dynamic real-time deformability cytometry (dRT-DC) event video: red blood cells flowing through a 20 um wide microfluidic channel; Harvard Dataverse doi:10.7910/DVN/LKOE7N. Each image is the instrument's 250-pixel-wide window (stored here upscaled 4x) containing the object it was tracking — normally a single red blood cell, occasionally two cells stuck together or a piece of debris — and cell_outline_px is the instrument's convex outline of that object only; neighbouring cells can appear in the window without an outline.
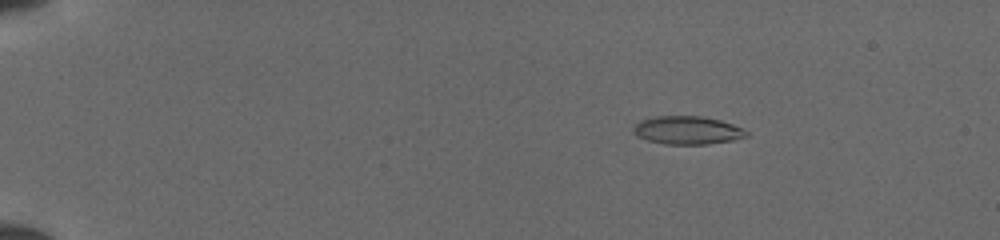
{"species": "common noctule bat (a hibernating species)", "species_latin": "Nyctalus noctula", "temperature_condition": "cold", "stored_images_in_passage": 52, "camera_frame_rate_fps": 3000, "um_per_image_px": 0.085, "animal": {"sex": "female", "body_mass_g": 19.5, "forearm_length_mm": 54.1}, "frame": {"image": 1, "passage_image": 10, "time_ms": 3.0, "image_size_px": [1000, 240], "cell_outline_px": [[748, 136], [732, 140], [708, 144], [664, 144], [648, 140], [636, 136], [632, 132], [632, 128], [640, 120], [656, 116], [700, 116], [720, 120], [744, 128], [748, 132]], "centroid_in_image_um": [58.41, 11.07], "position_along_channel_um": 26.6, "area_um2": 18.61}}
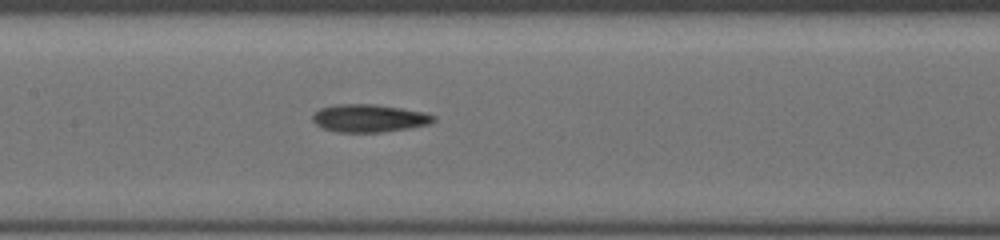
{"frame": {"image": 2, "passage_image": 28, "time_ms": 9.0, "image_size_px": [1000, 240], "cell_outline_px": [[436, 120], [432, 124], [408, 128], [380, 132], [336, 132], [324, 128], [316, 124], [312, 120], [312, 116], [320, 108], [336, 104], [372, 104], [400, 108], [424, 112], [436, 116]], "centroid_in_image_um": [31.4, 10.05], "position_along_channel_um": 176.0, "area_um2": 19.54}}
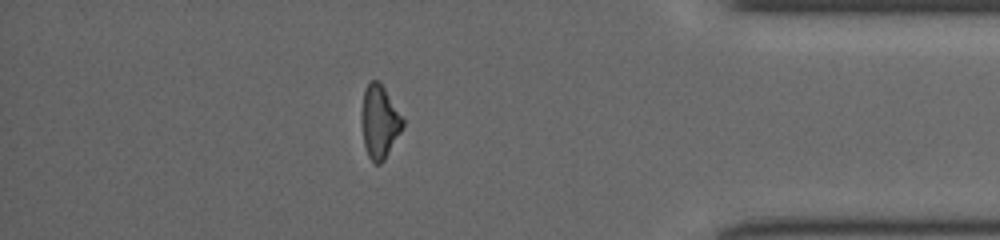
{"frame": {"image": 3, "passage_image": 46, "time_ms": 15.0, "image_size_px": [1000, 240], "cell_outline_px": [[404, 124], [400, 132], [384, 160], [380, 164], [376, 164], [368, 156], [364, 144], [360, 120], [364, 88], [372, 80], [380, 80], [404, 120]], "centroid_in_image_um": [32.23, 10.32], "position_along_channel_um": 403.0, "area_um2": 17.57}}